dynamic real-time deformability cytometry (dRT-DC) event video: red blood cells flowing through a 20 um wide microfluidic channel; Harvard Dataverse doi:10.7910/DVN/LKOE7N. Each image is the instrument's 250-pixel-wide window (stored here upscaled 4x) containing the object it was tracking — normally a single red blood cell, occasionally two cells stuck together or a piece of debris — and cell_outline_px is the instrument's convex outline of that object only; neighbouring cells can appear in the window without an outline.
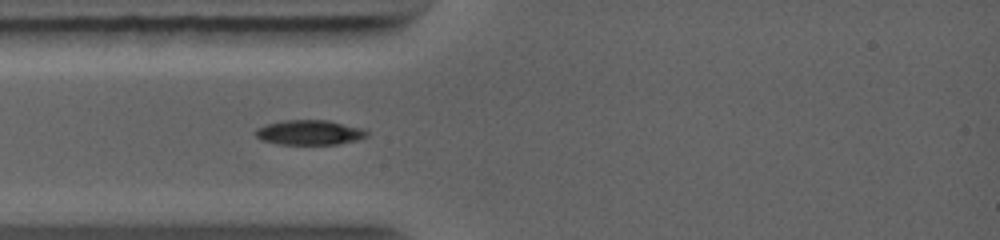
{"species": "common noctule bat (a hibernating species)", "species_latin": "Nyctalus noctula", "temperature_condition": "warm", "stored_images_in_passage": 48, "camera_frame_rate_fps": 5000, "um_per_image_px": 0.085, "animal": {"sex": "female", "body_mass_g": 19.0, "forearm_length_mm": 56.7}, "frame": {"image": 1, "passage_image": 1, "time_ms": 0.0, "image_size_px": [1000, 240], "cell_outline_px": [[368, 136], [356, 140], [336, 144], [280, 144], [264, 140], [256, 136], [256, 128], [268, 124], [284, 120], [328, 120], [364, 128], [368, 132]], "centroid_in_image_um": [26.35, 11.25], "position_along_channel_um": 58.6, "area_um2": 15.95}}
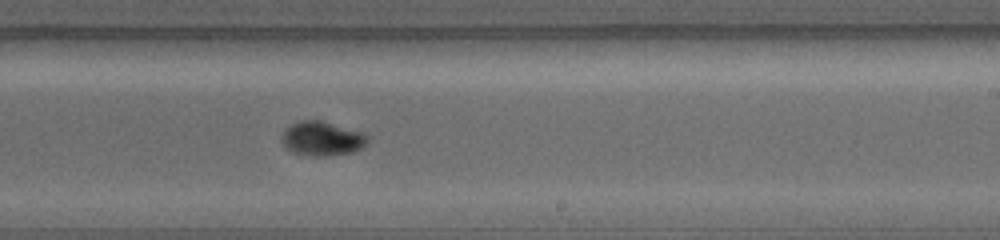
{"frame": {"image": 2, "passage_image": 20, "time_ms": 4.2, "image_size_px": [1000, 240], "cell_outline_px": [[368, 140], [360, 148], [352, 152], [324, 156], [312, 156], [292, 152], [280, 140], [284, 128], [300, 120], [320, 120], [364, 132], [368, 136]], "centroid_in_image_um": [27.35, 11.76], "position_along_channel_um": 261.6, "area_um2": 17.11}}
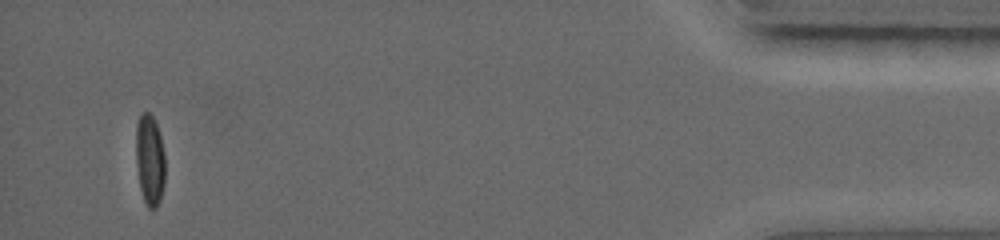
{"frame": {"image": 3, "passage_image": 42, "time_ms": 9.6, "image_size_px": [1000, 240], "cell_outline_px": [[164, 184], [160, 200], [156, 208], [148, 208], [144, 200], [140, 188], [136, 164], [136, 124], [140, 116], [144, 112], [148, 112], [152, 116], [156, 124], [160, 136], [164, 152]], "centroid_in_image_um": [12.72, 13.61], "position_along_channel_um": 422.5, "area_um2": 15.37}}